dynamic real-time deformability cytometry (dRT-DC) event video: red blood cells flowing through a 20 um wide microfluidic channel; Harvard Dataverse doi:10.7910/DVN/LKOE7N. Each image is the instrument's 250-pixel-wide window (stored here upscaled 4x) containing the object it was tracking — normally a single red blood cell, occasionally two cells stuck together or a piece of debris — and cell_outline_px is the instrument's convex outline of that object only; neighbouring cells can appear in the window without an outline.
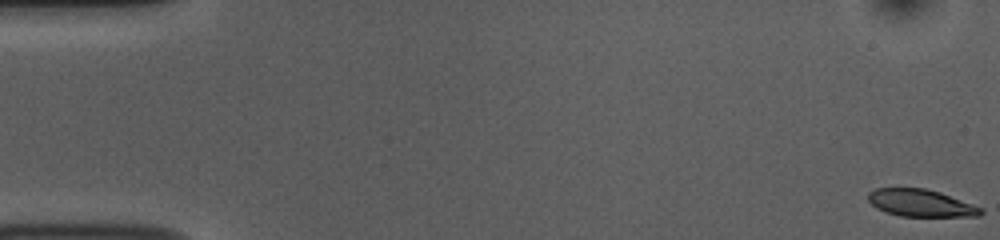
{"species": "common noctule bat (a hibernating species)", "species_latin": "Nyctalus noctula", "temperature_condition": "room temperature", "stored_images_in_passage": 54, "camera_frame_rate_fps": 3000, "um_per_image_px": 0.085, "animal": {"sex": "female", "body_mass_g": 10.0, "forearm_length_mm": 53.1}, "frame": {"image": 1, "passage_image": 1, "time_ms": 0.0, "image_size_px": [1000, 240], "cell_outline_px": [[984, 212], [980, 216], [900, 216], [876, 208], [868, 200], [868, 192], [876, 188], [924, 188], [940, 192], [984, 208]], "centroid_in_image_um": [78.29, 17.25], "position_along_channel_um": 6.7, "area_um2": 17.86}}
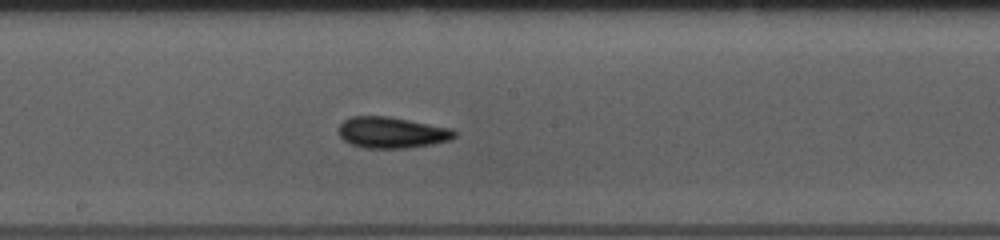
{"frame": {"image": 2, "passage_image": 29, "time_ms": 9.333, "image_size_px": [1000, 240], "cell_outline_px": [[456, 136], [448, 140], [432, 144], [408, 148], [364, 148], [352, 144], [344, 140], [340, 136], [340, 124], [344, 120], [352, 116], [388, 116], [452, 128], [456, 132]], "centroid_in_image_um": [33.31, 11.26], "position_along_channel_um": 214.9, "area_um2": 20.92}}
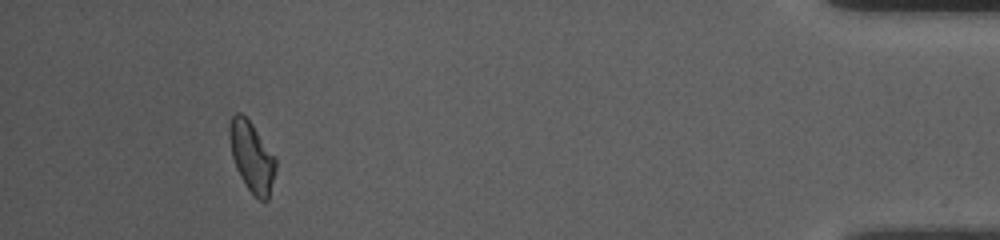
{"frame": {"image": 3, "passage_image": 50, "time_ms": 16.333, "image_size_px": [1000, 240], "cell_outline_px": [[276, 168], [268, 200], [260, 200], [248, 188], [240, 176], [236, 168], [232, 156], [228, 136], [228, 128], [232, 116], [236, 112], [240, 112], [252, 124], [276, 156]], "centroid_in_image_um": [21.4, 13.29], "position_along_channel_um": 413.8, "area_um2": 18.84}, "authors_computed_cell_mechanics": {"area_um2": 19.1318, "velocity_mm_per_s": 3.7389, "shape_relaxation_time_tau1_ms": 4.0786, "shape_relaxation_time_tau2_ms": 2.7477, "deformation_change_tau1": 0.1176, "deformation_change_tau2": 0.093}}